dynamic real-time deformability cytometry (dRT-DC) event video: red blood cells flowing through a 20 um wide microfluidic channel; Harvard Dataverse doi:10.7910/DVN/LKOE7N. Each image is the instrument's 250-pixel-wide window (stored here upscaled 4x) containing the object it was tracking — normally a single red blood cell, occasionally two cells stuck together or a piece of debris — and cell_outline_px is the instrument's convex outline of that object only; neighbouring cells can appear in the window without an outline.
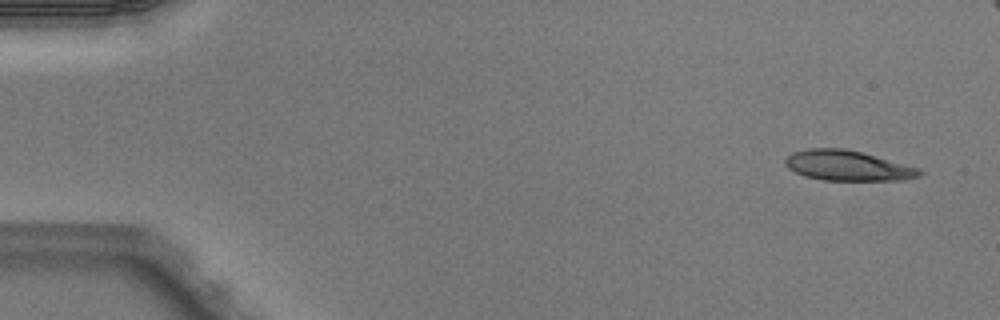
{"species": "Egyptian fruit bat (a non-hibernating species)", "species_latin": "Rousettus aegyptiacus", "temperature_condition": "warm", "stored_images_in_passage": 6, "camera_frame_rate_fps": 3000, "um_per_image_px": 0.085, "animal": {"sex": "male"}, "frame": {"image": 1, "passage_image": 1, "time_ms": 0.0, "image_size_px": [1000, 320], "cell_outline_px": [[924, 172], [920, 176], [904, 180], [824, 180], [804, 176], [788, 168], [784, 164], [784, 160], [792, 152], [808, 148], [844, 148], [860, 152], [920, 168]], "centroid_in_image_um": [72.04, 14.08], "position_along_channel_um": 13.0, "area_um2": 23.58}}
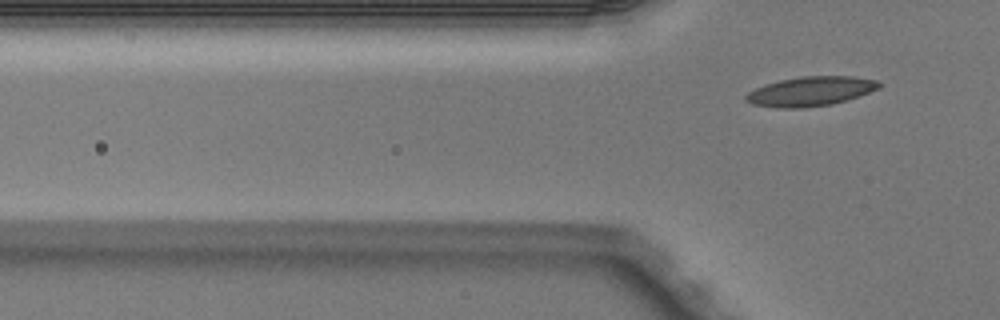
{"frame": {"image": 2, "passage_image": 6, "time_ms": 1.667, "image_size_px": [1000, 320], "cell_outline_px": [[880, 84], [876, 88], [868, 92], [844, 100], [828, 104], [800, 108], [776, 108], [752, 104], [744, 100], [744, 96], [748, 92], [756, 88], [780, 80], [800, 76], [852, 76], [876, 80]], "centroid_in_image_um": [68.81, 7.76], "position_along_channel_um": 57.0, "area_um2": 22.37}}